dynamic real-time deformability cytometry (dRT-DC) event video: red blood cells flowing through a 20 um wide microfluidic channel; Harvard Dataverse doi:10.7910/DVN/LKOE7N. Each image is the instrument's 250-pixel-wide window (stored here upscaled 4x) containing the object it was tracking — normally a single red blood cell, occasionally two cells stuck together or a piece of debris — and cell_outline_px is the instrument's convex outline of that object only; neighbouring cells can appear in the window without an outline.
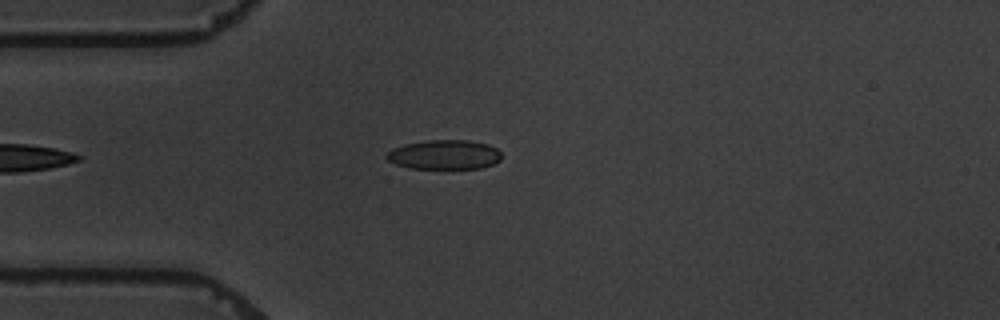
{"species": "common noctule bat (a hibernating species)", "species_latin": "Nyctalus noctula", "temperature_condition": "warm", "stored_images_in_passage": 4, "camera_frame_rate_fps": 3000, "um_per_image_px": 0.085, "animal": {"sex": "male", "body_mass_g": 19.5, "forearm_length_mm": 54.6}, "frame": {"image": 1, "passage_image": 4, "time_ms": 4.667, "image_size_px": [1000, 320], "cell_outline_px": [[500, 160], [492, 164], [480, 168], [408, 168], [396, 164], [388, 160], [384, 156], [392, 148], [404, 144], [428, 140], [468, 140], [488, 144], [496, 148], [500, 152]], "centroid_in_image_um": [37.74, 13.14], "position_along_channel_um": 47.3, "area_um2": 19.65}}